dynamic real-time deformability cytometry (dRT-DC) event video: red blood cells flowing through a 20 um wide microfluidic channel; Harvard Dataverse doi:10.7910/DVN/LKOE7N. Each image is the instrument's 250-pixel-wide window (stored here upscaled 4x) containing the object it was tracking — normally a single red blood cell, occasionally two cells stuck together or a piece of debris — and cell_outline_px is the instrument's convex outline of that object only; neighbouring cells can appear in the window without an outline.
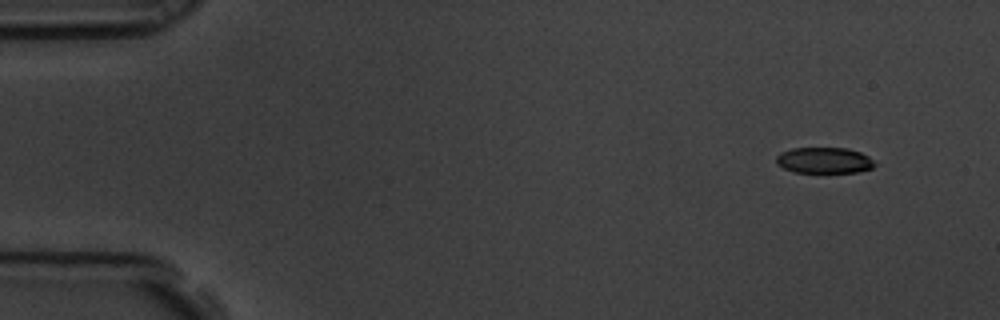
{"species": "common noctule bat (a hibernating species)", "species_latin": "Nyctalus noctula", "temperature_condition": "room temperature", "stored_images_in_passage": 10, "camera_frame_rate_fps": 3000, "um_per_image_px": 0.085, "animal": {"sex": "male", "body_mass_g": 19.5, "forearm_length_mm": 54.6}, "frame": {"image": 1, "passage_image": 1, "time_ms": 0.0, "image_size_px": [1000, 320], "cell_outline_px": [[876, 164], [872, 168], [856, 172], [796, 172], [784, 168], [776, 164], [776, 156], [780, 152], [792, 148], [848, 148], [860, 152], [868, 156]], "centroid_in_image_um": [70.04, 13.62], "position_along_channel_um": 15.0, "area_um2": 14.85}}
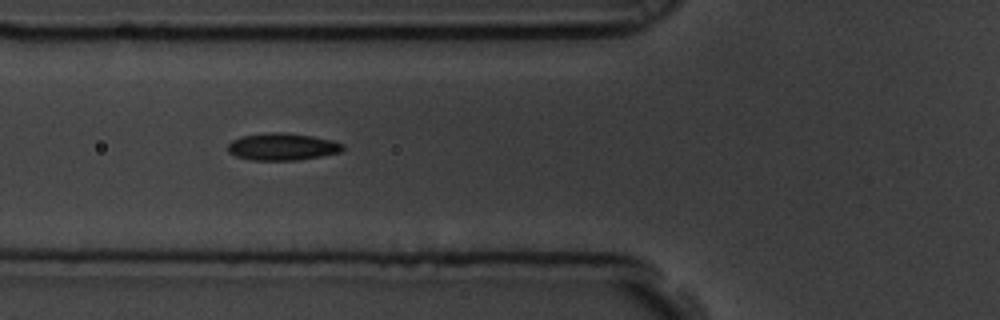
{"frame": {"image": 2, "passage_image": 6, "time_ms": 1.667, "image_size_px": [1000, 320], "cell_outline_px": [[344, 148], [340, 152], [320, 156], [296, 160], [252, 160], [236, 156], [228, 152], [228, 144], [232, 140], [240, 136], [272, 132], [284, 132], [312, 136], [332, 140], [344, 144]], "centroid_in_image_um": [23.98, 12.46], "position_along_channel_um": 101.8, "area_um2": 18.15}}
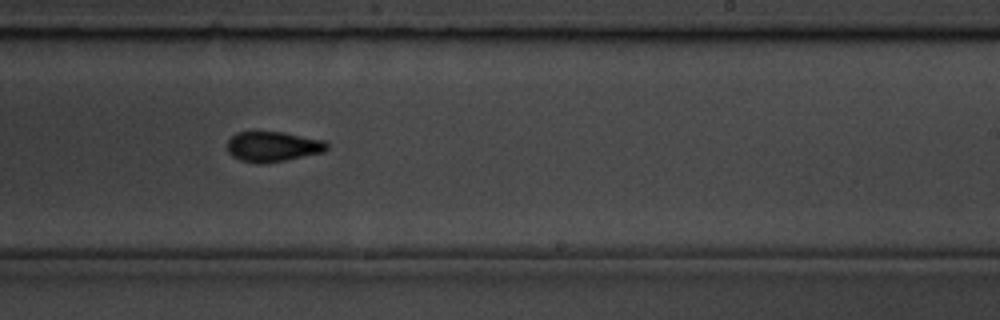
{"frame": {"image": 3, "passage_image": 10, "time_ms": 3.0, "image_size_px": [1000, 320], "cell_outline_px": [[328, 148], [324, 152], [284, 160], [260, 164], [256, 164], [240, 160], [232, 156], [228, 152], [228, 140], [236, 132], [284, 132], [324, 140], [328, 144]], "centroid_in_image_um": [23.19, 12.46], "position_along_channel_um": 265.8, "area_um2": 17.51}}